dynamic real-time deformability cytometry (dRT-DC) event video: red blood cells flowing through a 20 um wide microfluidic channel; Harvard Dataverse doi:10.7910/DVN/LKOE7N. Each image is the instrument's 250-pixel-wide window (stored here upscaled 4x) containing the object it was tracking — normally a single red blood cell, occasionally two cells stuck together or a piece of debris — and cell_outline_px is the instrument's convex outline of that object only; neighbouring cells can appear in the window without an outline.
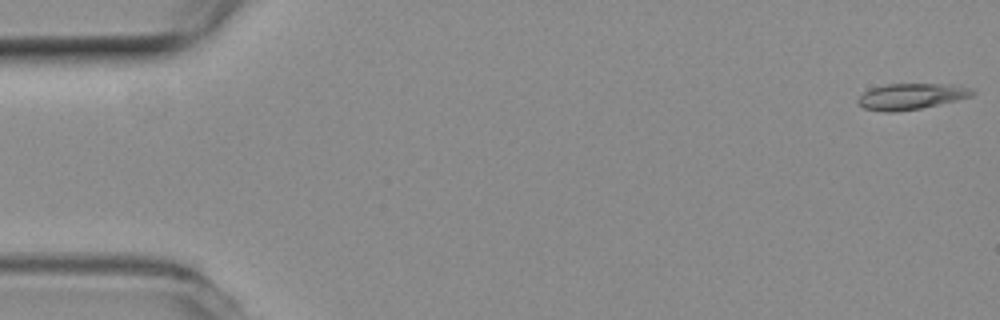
{"species": "common noctule bat (a hibernating species)", "species_latin": "Nyctalus noctula", "temperature_condition": "room temperature", "stored_images_in_passage": 5, "camera_frame_rate_fps": 3000, "um_per_image_px": 0.085, "animal": {"sex": "female", "body_mass_g": 19.3, "forearm_length_mm": 54.1}, "frame": {"image": 1, "passage_image": 1, "time_ms": 0.0, "image_size_px": [1000, 320], "cell_outline_px": [[976, 92], [972, 96], [956, 100], [920, 108], [892, 112], [884, 112], [864, 108], [856, 100], [864, 92], [872, 88], [884, 84], [940, 84], [968, 88]], "centroid_in_image_um": [77.39, 8.19], "position_along_channel_um": 7.6, "area_um2": 16.94}}
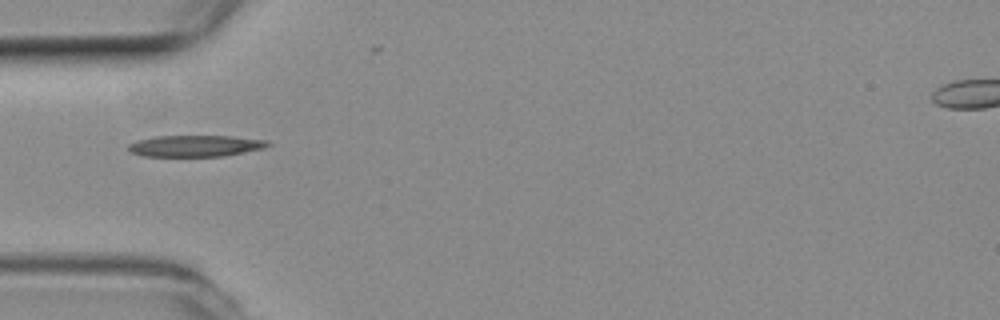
{"frame": {"image": 2, "passage_image": 5, "time_ms": 1.333, "image_size_px": [1000, 320], "cell_outline_px": [[272, 144], [264, 148], [224, 156], [144, 156], [132, 152], [128, 148], [128, 144], [136, 140], [156, 136], [232, 136], [268, 140]], "centroid_in_image_um": [16.63, 12.39], "position_along_channel_um": 68.4, "area_um2": 17.4}}